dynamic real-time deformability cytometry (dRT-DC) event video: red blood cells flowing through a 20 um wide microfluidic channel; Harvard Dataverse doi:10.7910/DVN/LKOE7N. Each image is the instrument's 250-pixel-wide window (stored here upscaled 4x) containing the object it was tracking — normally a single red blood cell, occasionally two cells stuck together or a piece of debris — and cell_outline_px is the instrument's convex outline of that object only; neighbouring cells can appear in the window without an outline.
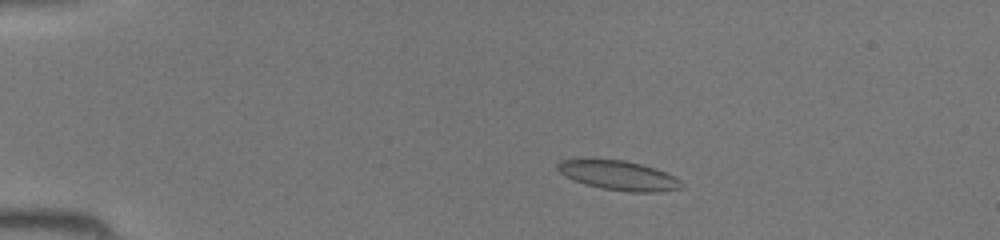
{"species": "common noctule bat (a hibernating species)", "species_latin": "Nyctalus noctula", "temperature_condition": "room temperature", "stored_images_in_passage": 43, "camera_frame_rate_fps": 3000, "um_per_image_px": 0.085, "animal": {"sex": "female", "body_mass_g": 19.5, "forearm_length_mm": 54.1}, "frame": {"image": 1, "passage_image": 7, "time_ms": 2.0, "image_size_px": [1000, 240], "cell_outline_px": [[684, 188], [660, 192], [628, 192], [604, 188], [584, 184], [564, 176], [556, 168], [556, 164], [560, 160], [580, 156], [592, 156], [624, 160], [656, 168], [680, 180], [684, 184]], "centroid_in_image_um": [52.49, 14.86], "position_along_channel_um": 32.5, "area_um2": 22.2}}
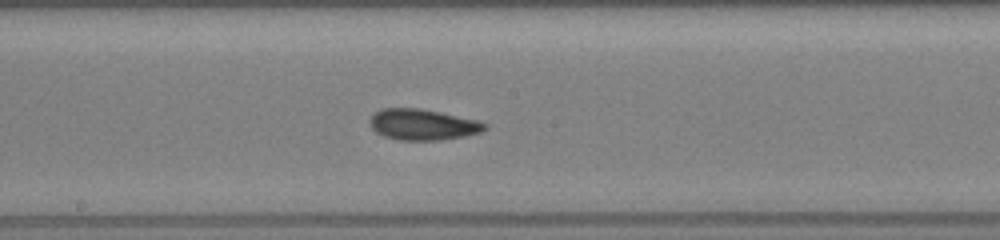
{"frame": {"image": 2, "passage_image": 23, "time_ms": 7.333, "image_size_px": [1000, 240], "cell_outline_px": [[488, 128], [480, 132], [464, 136], [440, 140], [396, 140], [384, 136], [376, 132], [372, 128], [368, 120], [380, 108], [420, 108], [440, 112], [476, 120], [488, 124]], "centroid_in_image_um": [35.91, 10.59], "position_along_channel_um": 212.3, "area_um2": 20.75}}
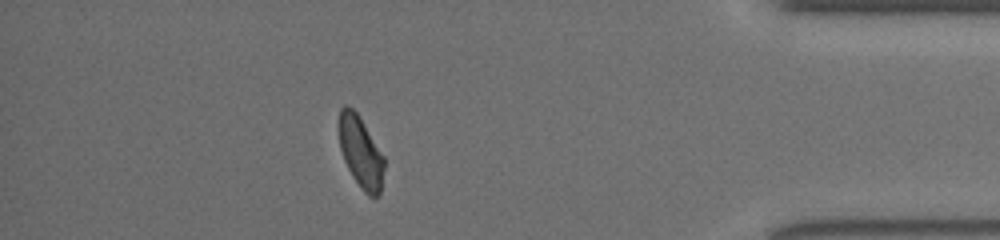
{"frame": {"image": 3, "passage_image": 38, "time_ms": 12.333, "image_size_px": [1000, 240], "cell_outline_px": [[384, 168], [380, 192], [376, 196], [368, 196], [364, 192], [352, 176], [344, 160], [340, 148], [340, 108], [344, 104], [348, 104], [356, 112], [384, 156]], "centroid_in_image_um": [30.66, 12.94], "position_along_channel_um": 404.5, "area_um2": 18.44}}